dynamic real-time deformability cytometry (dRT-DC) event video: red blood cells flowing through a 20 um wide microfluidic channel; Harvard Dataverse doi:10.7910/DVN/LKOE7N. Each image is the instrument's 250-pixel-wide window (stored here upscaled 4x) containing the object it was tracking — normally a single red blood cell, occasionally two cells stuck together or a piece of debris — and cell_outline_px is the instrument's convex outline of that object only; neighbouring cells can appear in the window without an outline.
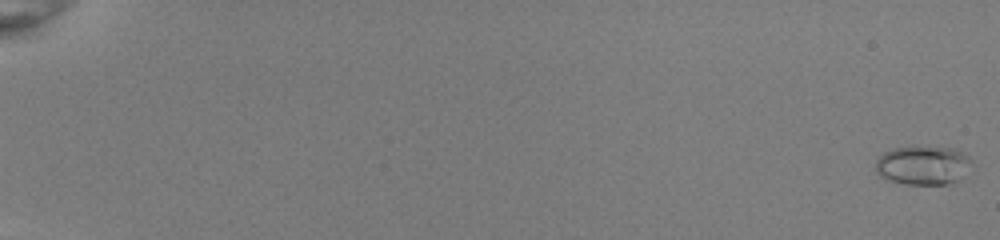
{"species": "common noctule bat (a hibernating species)", "species_latin": "Nyctalus noctula", "temperature_condition": "room temperature", "stored_images_in_passage": 54, "camera_frame_rate_fps": 3000, "um_per_image_px": 0.085, "animal": {"sex": "female", "body_mass_g": 22.0, "forearm_length_mm": 56.7}, "frame": {"image": 1, "passage_image": 1, "time_ms": 0.0, "image_size_px": [1000, 240], "cell_outline_px": [[972, 160], [964, 176], [960, 180], [948, 184], [904, 184], [888, 180], [880, 176], [876, 172], [876, 160], [884, 152], [892, 148], [912, 144], [952, 148], [968, 156]], "centroid_in_image_um": [78.43, 14.02], "position_along_channel_um": 6.6, "area_um2": 22.37}}
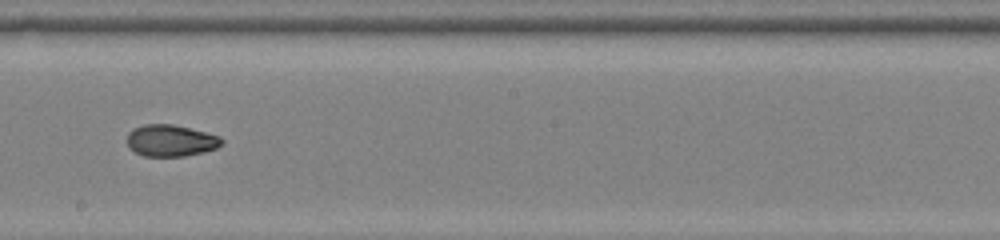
{"frame": {"image": 2, "passage_image": 34, "time_ms": 11.0, "image_size_px": [1000, 240], "cell_outline_px": [[224, 144], [216, 148], [204, 152], [184, 156], [144, 156], [128, 148], [128, 132], [132, 128], [144, 124], [172, 124], [220, 136], [224, 140]], "centroid_in_image_um": [14.51, 11.95], "position_along_channel_um": 233.7, "area_um2": 17.51}}
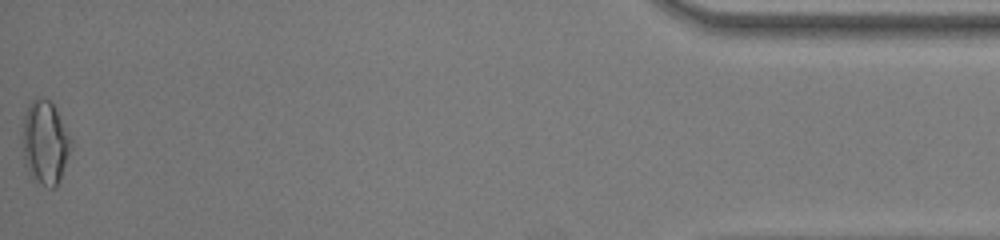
{"frame": {"image": 3, "passage_image": 54, "time_ms": 17.667, "image_size_px": [1000, 240], "cell_outline_px": [[72, 148], [56, 188], [48, 188], [32, 180], [24, 164], [20, 144], [24, 116], [28, 104], [32, 100], [40, 96], [48, 100], [52, 104], [72, 140]], "centroid_in_image_um": [3.78, 12.16], "position_along_channel_um": 431.4, "area_um2": 24.16}, "authors_computed_cell_mechanics": {"area_um2": 17.9469, "velocity_mm_per_s": 4.0413, "shape_relaxation_time_tau1_ms": null, "shape_relaxation_time_tau2_ms": 1.5131, "deformation_change_tau1": null, "deformation_change_tau2": 0.0588}}